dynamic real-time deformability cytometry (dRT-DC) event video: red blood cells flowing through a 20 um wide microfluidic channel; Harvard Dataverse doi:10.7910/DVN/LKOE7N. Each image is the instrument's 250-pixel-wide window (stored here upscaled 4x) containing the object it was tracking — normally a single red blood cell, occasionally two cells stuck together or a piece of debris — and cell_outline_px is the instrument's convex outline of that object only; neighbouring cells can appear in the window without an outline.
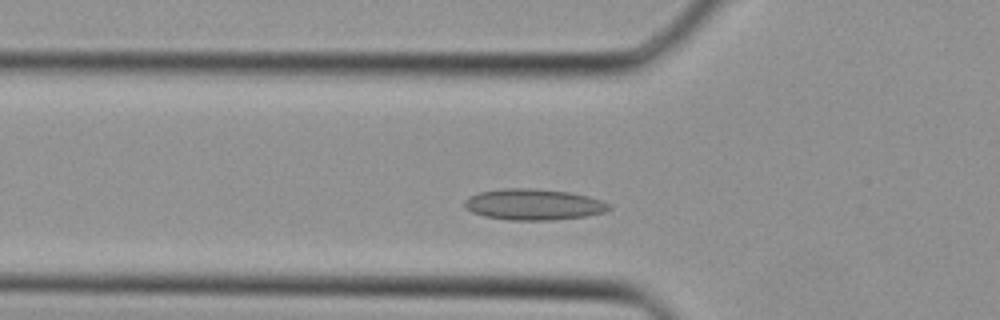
{"species": "Egyptian fruit bat (a non-hibernating species)", "species_latin": "Rousettus aegyptiacus", "temperature_condition": "cold", "stored_images_in_passage": 31, "camera_frame_rate_fps": 3000, "um_per_image_px": 0.085, "animal": {"sex": "female"}, "frame": {"image": 1, "passage_image": 6, "time_ms": 1.667, "image_size_px": [1000, 320], "cell_outline_px": [[612, 208], [604, 212], [584, 216], [552, 220], [508, 220], [484, 216], [472, 212], [464, 208], [464, 200], [468, 196], [480, 192], [504, 188], [532, 188], [568, 192], [588, 196], [600, 200], [608, 204]], "centroid_in_image_um": [45.3, 17.38], "position_along_channel_um": 80.5, "area_um2": 26.13}}
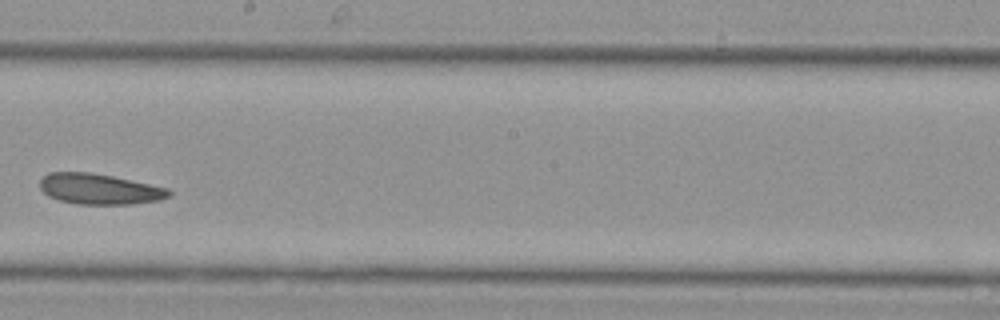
{"frame": {"image": 2, "passage_image": 15, "time_ms": 4.667, "image_size_px": [1000, 320], "cell_outline_px": [[172, 192], [168, 196], [160, 200], [132, 204], [76, 204], [60, 200], [48, 196], [40, 188], [40, 180], [48, 172], [92, 172], [112, 176], [168, 188]], "centroid_in_image_um": [8.43, 16.06], "position_along_channel_um": 239.8, "area_um2": 22.95}}
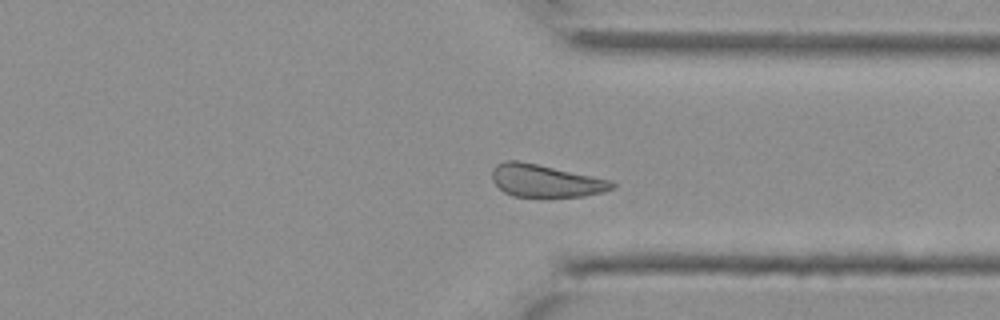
{"frame": {"image": 3, "passage_image": 22, "time_ms": 7.0, "image_size_px": [1000, 320], "cell_outline_px": [[616, 184], [612, 188], [604, 192], [584, 196], [512, 196], [504, 192], [492, 180], [492, 168], [496, 164], [504, 160], [520, 160], [612, 180]], "centroid_in_image_um": [46.36, 15.35], "position_along_channel_um": 365.0, "area_um2": 22.77}}